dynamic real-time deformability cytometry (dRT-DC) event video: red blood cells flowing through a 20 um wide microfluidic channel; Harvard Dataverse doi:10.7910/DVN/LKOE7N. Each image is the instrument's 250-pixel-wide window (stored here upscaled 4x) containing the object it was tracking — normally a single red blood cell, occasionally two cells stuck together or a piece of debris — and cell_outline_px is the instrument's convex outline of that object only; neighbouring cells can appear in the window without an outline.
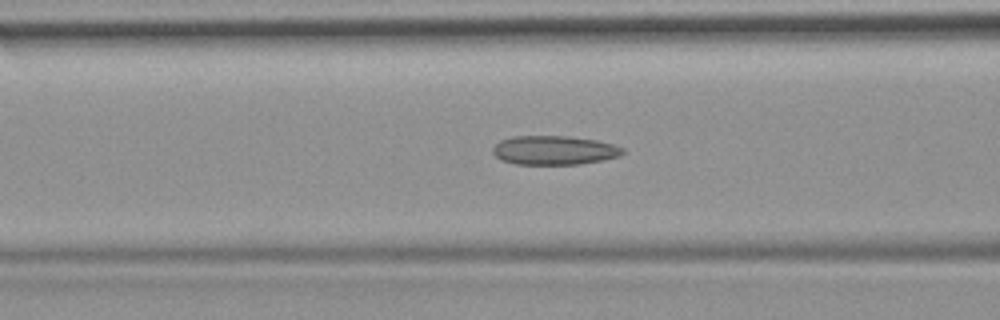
{"species": "common noctule bat (a hibernating species)", "species_latin": "Nyctalus noctula", "temperature_condition": "room temperature", "stored_images_in_passage": 38, "camera_frame_rate_fps": 3000, "um_per_image_px": 0.085, "animal": {"sex": "female", "body_mass_g": 19.9}, "frame": {"image": 1, "passage_image": 17, "time_ms": 5.333, "image_size_px": [1000, 320], "cell_outline_px": [[624, 152], [620, 156], [580, 164], [516, 164], [500, 160], [492, 152], [492, 148], [500, 140], [512, 136], [568, 136], [596, 140], [612, 144], [624, 148]], "centroid_in_image_um": [47.07, 12.77], "position_along_channel_um": 119.5, "area_um2": 21.96}}